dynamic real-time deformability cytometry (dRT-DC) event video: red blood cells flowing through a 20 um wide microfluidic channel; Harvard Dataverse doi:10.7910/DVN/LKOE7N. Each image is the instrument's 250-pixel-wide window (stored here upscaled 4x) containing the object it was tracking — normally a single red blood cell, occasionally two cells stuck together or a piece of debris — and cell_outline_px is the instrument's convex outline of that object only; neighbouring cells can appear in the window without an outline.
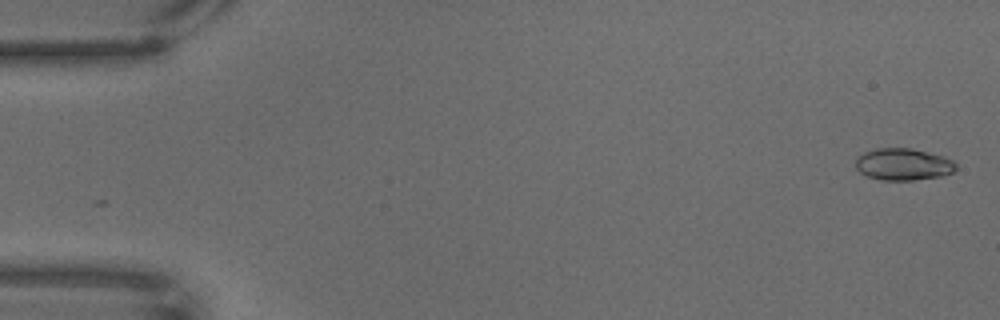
{"species": "common noctule bat (a hibernating species)", "species_latin": "Nyctalus noctula", "temperature_condition": "warm", "stored_images_in_passage": 16, "camera_frame_rate_fps": 3000, "um_per_image_px": 0.085, "animal": {"sex": "male", "body_mass_g": 18.8}, "frame": {"image": 1, "passage_image": 1, "time_ms": 0.0, "image_size_px": [1000, 320], "cell_outline_px": [[956, 168], [952, 172], [940, 176], [912, 180], [884, 180], [868, 176], [860, 172], [856, 168], [856, 160], [864, 152], [876, 148], [912, 148], [944, 156], [952, 160], [956, 164]], "centroid_in_image_um": [76.78, 13.96], "position_along_channel_um": 8.2, "area_um2": 18.5}}